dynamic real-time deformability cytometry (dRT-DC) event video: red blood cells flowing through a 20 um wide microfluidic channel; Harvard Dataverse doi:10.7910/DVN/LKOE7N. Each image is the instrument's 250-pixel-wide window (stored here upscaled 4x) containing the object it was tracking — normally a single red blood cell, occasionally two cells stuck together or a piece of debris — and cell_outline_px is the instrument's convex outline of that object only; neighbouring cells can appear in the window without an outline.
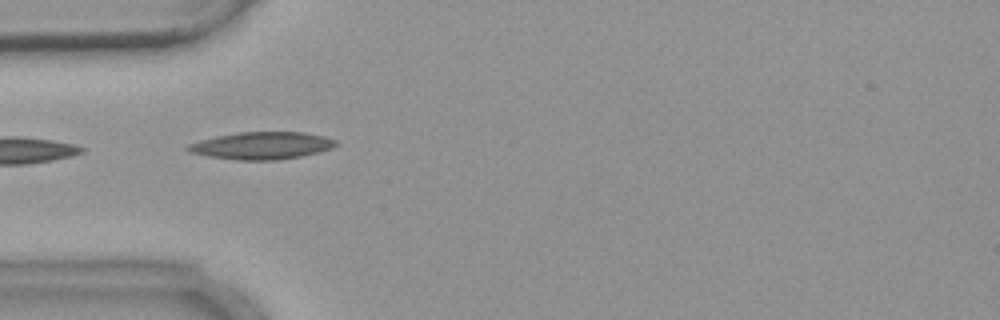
{"species": "common noctule bat (a hibernating species)", "species_latin": "Nyctalus noctula", "temperature_condition": "warm", "stored_images_in_passage": 5, "camera_frame_rate_fps": 3000, "um_per_image_px": 0.085, "animal": {"sex": "female", "body_mass_g": 18.4}, "frame": {"image": 1, "passage_image": 5, "time_ms": 4.667, "image_size_px": [1000, 320], "cell_outline_px": [[340, 144], [332, 148], [320, 152], [300, 156], [276, 160], [240, 160], [208, 156], [188, 152], [184, 148], [188, 144], [200, 140], [216, 136], [236, 132], [304, 132], [324, 136], [336, 140]], "centroid_in_image_um": [22.25, 12.37], "position_along_channel_um": 62.7, "area_um2": 23.7}}